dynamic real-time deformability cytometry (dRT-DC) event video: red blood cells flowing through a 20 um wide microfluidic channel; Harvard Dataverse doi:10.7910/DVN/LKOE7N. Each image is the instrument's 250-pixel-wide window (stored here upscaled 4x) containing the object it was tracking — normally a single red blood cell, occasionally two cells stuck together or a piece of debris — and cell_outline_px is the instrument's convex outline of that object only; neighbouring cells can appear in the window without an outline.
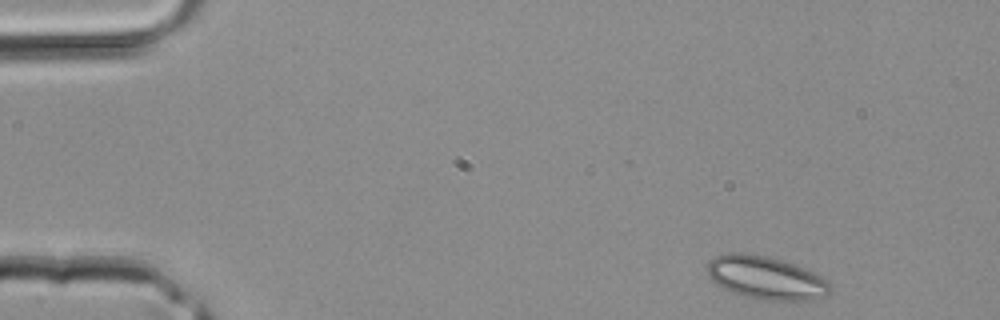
{"species": "common noctule bat (a hibernating species)", "species_latin": "Nyctalus noctula", "temperature_condition": "room temperature", "stored_images_in_passage": 17, "camera_frame_rate_fps": 3000, "um_per_image_px": 0.085, "animal": {"sex": "male", "body_mass_g": 20.4}, "frame": {"image": 1, "passage_image": 1, "time_ms": 0.0, "image_size_px": [1000, 320], "cell_outline_px": [[832, 292], [828, 296], [812, 300], [784, 304], [760, 300], [744, 296], [732, 292], [716, 284], [708, 276], [708, 260], [716, 256], [732, 252], [744, 252], [768, 256], [804, 268], [828, 280], [832, 288]], "centroid_in_image_um": [65.16, 23.67], "position_along_channel_um": 19.8, "area_um2": 31.79}}